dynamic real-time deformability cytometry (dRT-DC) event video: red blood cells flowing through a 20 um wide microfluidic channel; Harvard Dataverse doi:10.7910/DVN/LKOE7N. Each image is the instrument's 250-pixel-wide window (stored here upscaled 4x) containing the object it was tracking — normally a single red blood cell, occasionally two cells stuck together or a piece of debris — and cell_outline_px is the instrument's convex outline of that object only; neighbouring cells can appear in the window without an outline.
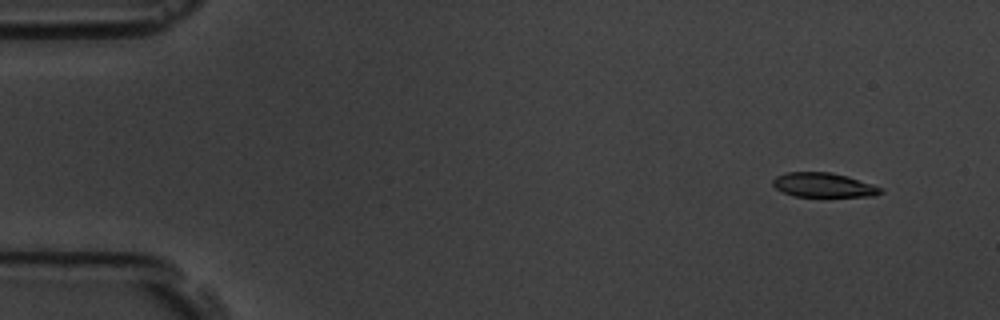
{"species": "common noctule bat (a hibernating species)", "species_latin": "Nyctalus noctula", "temperature_condition": "room temperature", "stored_images_in_passage": 4, "camera_frame_rate_fps": 3000, "um_per_image_px": 0.085, "animal": {"sex": "male", "body_mass_g": 19.5, "forearm_length_mm": 54.6}, "frame": {"image": 1, "passage_image": 1, "time_ms": 0.0, "image_size_px": [1000, 320], "cell_outline_px": [[884, 192], [876, 196], [792, 196], [776, 188], [772, 184], [772, 180], [776, 176], [784, 172], [832, 172], [848, 176], [872, 184], [880, 188]], "centroid_in_image_um": [69.98, 15.72], "position_along_channel_um": 15.0, "area_um2": 15.32}}